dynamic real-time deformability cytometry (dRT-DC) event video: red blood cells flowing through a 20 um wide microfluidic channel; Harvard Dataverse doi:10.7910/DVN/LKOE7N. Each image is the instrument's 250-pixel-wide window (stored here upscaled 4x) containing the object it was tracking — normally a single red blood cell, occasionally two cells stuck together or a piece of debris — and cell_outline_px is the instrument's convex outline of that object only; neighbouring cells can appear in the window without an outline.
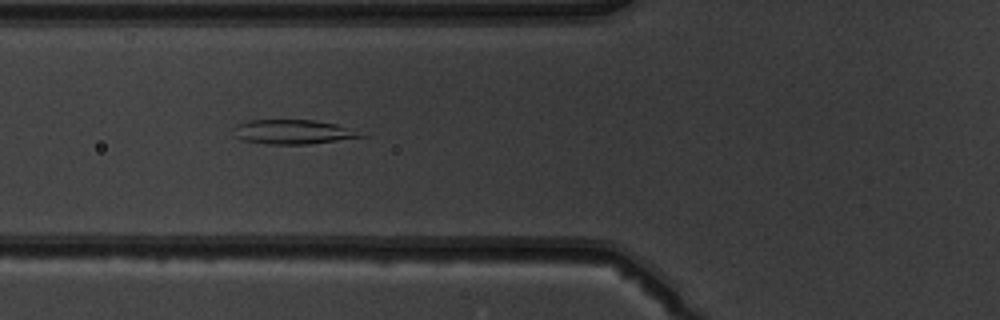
{"species": "common noctule bat (a hibernating species)", "species_latin": "Nyctalus noctula", "temperature_condition": "warm", "stored_images_in_passage": 5, "camera_frame_rate_fps": 3000, "um_per_image_px": 0.085, "animal": {"sex": "male", "body_mass_g": 19.5, "forearm_length_mm": 54.6}, "frame": {"image": 1, "passage_image": 4, "time_ms": 3.333, "image_size_px": [1000, 320], "cell_outline_px": [[368, 136], [308, 144], [264, 144], [240, 140], [232, 136], [236, 124], [248, 120], [312, 120], [336, 124]], "centroid_in_image_um": [24.79, 11.22], "position_along_channel_um": 101.0, "area_um2": 18.03}}